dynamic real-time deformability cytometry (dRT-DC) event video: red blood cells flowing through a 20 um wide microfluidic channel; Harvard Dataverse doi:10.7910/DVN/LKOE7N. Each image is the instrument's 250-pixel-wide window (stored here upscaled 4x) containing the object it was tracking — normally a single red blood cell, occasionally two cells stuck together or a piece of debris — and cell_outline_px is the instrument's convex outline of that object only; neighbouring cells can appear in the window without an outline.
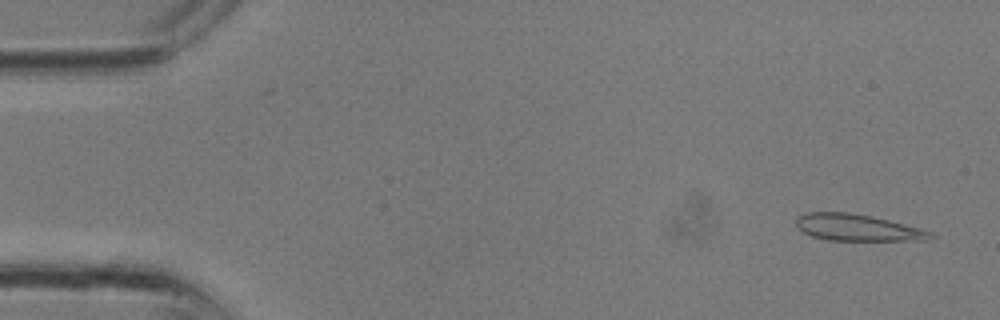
{"species": "common noctule bat (a hibernating species)", "species_latin": "Nyctalus noctula", "temperature_condition": "room temperature", "stored_images_in_passage": 33, "camera_frame_rate_fps": 3000, "um_per_image_px": 0.085, "animal": {"sex": "male", "body_mass_g": 13.3}, "frame": {"image": 1, "passage_image": 2, "time_ms": 0.333, "image_size_px": [1000, 320], "cell_outline_px": [[936, 236], [928, 240], [828, 240], [812, 236], [804, 232], [796, 224], [796, 216], [808, 212], [852, 212], [872, 216], [920, 228], [932, 232]], "centroid_in_image_um": [72.89, 19.34], "position_along_channel_um": 12.1, "area_um2": 20.81}}
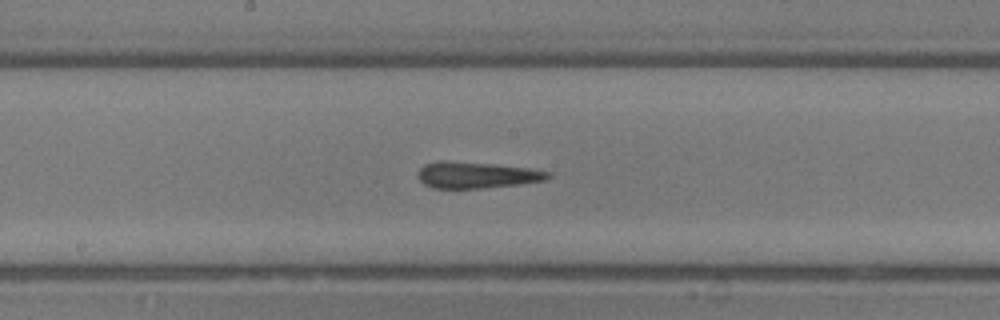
{"frame": {"image": 2, "passage_image": 17, "time_ms": 5.333, "image_size_px": [1000, 320], "cell_outline_px": [[552, 176], [544, 180], [520, 184], [480, 188], [432, 188], [424, 184], [416, 176], [420, 168], [424, 164], [436, 160], [444, 160], [496, 164], [532, 168], [552, 172]], "centroid_in_image_um": [40.5, 14.86], "position_along_channel_um": 207.7, "area_um2": 20.29}}
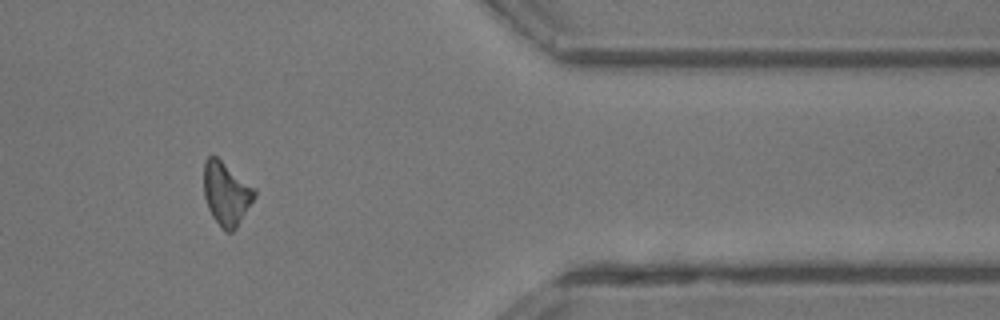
{"frame": {"image": 3, "passage_image": 27, "time_ms": 8.667, "image_size_px": [1000, 320], "cell_outline_px": [[256, 196], [236, 228], [232, 232], [224, 232], [212, 216], [208, 208], [204, 196], [204, 160], [208, 156], [216, 156], [256, 188]], "centroid_in_image_um": [19.24, 16.46], "position_along_channel_um": 392.2, "area_um2": 18.79}}